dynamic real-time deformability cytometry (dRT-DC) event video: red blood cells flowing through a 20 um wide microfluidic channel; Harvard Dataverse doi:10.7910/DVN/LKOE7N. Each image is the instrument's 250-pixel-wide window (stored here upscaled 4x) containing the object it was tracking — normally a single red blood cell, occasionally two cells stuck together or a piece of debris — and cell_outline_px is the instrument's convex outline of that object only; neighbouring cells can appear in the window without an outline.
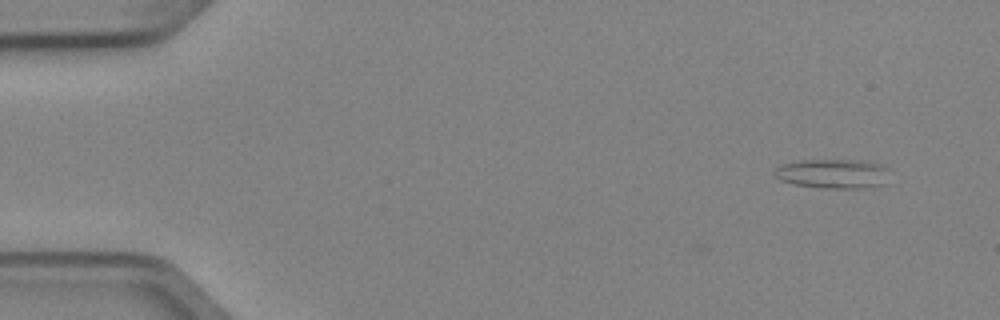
{"species": "Egyptian fruit bat (a non-hibernating species)", "species_latin": "Rousettus aegyptiacus", "temperature_condition": "cold", "stored_images_in_passage": 4, "camera_frame_rate_fps": 3000, "um_per_image_px": 0.085, "animal": {"sex": "female"}, "frame": {"image": 1, "passage_image": 1, "time_ms": 0.0, "image_size_px": [1000, 320], "cell_outline_px": [[888, 184], [872, 188], [824, 188], [792, 184], [780, 180], [772, 172], [776, 168], [784, 164], [804, 160], [864, 160], [888, 164]], "centroid_in_image_um": [70.92, 14.77], "position_along_channel_um": 14.1, "area_um2": 20.29}}